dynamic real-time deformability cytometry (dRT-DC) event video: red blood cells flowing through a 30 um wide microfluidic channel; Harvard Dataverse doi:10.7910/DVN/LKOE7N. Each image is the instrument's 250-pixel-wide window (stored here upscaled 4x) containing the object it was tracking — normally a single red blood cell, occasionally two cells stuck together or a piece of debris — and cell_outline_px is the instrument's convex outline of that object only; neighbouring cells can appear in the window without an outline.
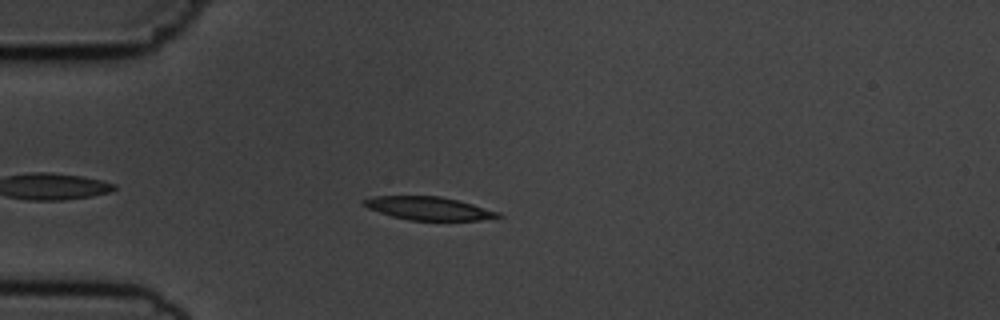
{"species": "common noctule bat (a hibernating species)", "species_latin": "Nyctalus noctula", "temperature_condition": "cold", "stored_images_in_passage": 46, "camera_frame_rate_fps": 3000, "um_per_image_px": 0.085, "animal": {"sex": "male", "body_mass_g": 19.5, "forearm_length_mm": 54.6}, "frame": {"image": 1, "passage_image": 6, "time_ms": 1.667, "image_size_px": [1000, 320], "cell_outline_px": [[504, 216], [480, 220], [408, 220], [392, 216], [368, 208], [364, 204], [364, 200], [372, 196], [440, 196], [472, 204], [500, 212]], "centroid_in_image_um": [36.46, 17.71], "position_along_channel_um": 48.5, "area_um2": 17.92}}
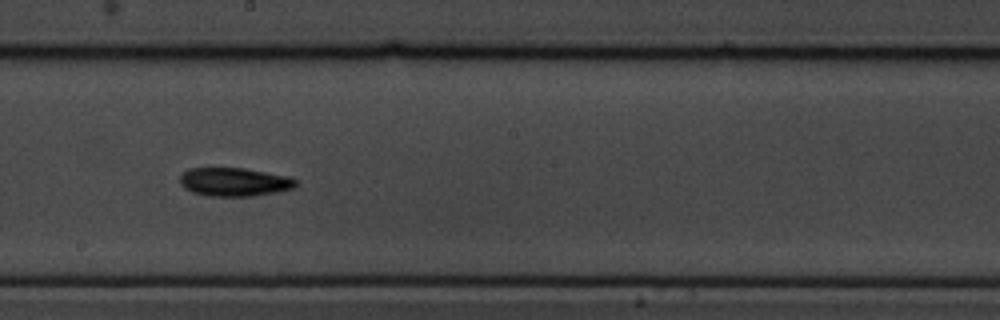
{"frame": {"image": 2, "passage_image": 22, "time_ms": 7.0, "image_size_px": [1000, 320], "cell_outline_px": [[296, 184], [292, 188], [276, 192], [252, 196], [208, 196], [192, 192], [184, 188], [180, 184], [180, 176], [188, 168], [244, 168], [284, 176], [296, 180]], "centroid_in_image_um": [19.84, 15.47], "position_along_channel_um": 228.4, "area_um2": 19.02}}
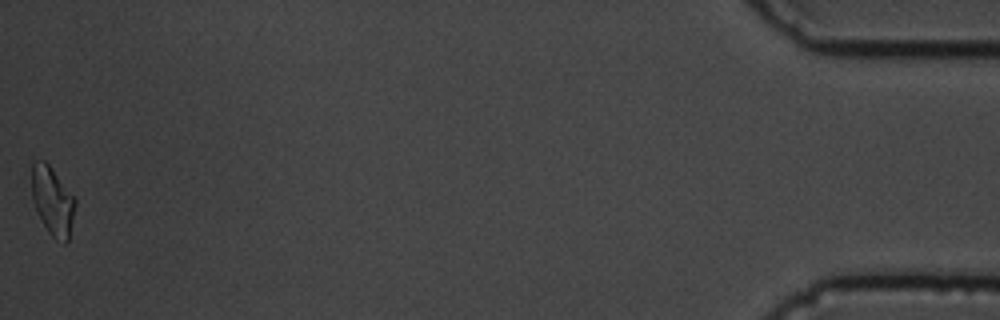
{"frame": {"image": 3, "passage_image": 46, "time_ms": 15.0, "image_size_px": [1000, 320], "cell_outline_px": [[76, 204], [68, 240], [64, 244], [56, 240], [48, 232], [32, 200], [32, 160], [44, 160], [48, 164], [76, 196]], "centroid_in_image_um": [4.49, 17.06], "position_along_channel_um": 430.7, "area_um2": 17.46}, "authors_computed_cell_mechanics": {"area_um2": 18.4382, "velocity_mm_per_s": 3.6706, "shape_relaxation_time_tau1_ms": 3.2015, "shape_relaxation_time_tau2_ms": null, "deformation_change_tau1": 0.1193, "deformation_change_tau2": null}}